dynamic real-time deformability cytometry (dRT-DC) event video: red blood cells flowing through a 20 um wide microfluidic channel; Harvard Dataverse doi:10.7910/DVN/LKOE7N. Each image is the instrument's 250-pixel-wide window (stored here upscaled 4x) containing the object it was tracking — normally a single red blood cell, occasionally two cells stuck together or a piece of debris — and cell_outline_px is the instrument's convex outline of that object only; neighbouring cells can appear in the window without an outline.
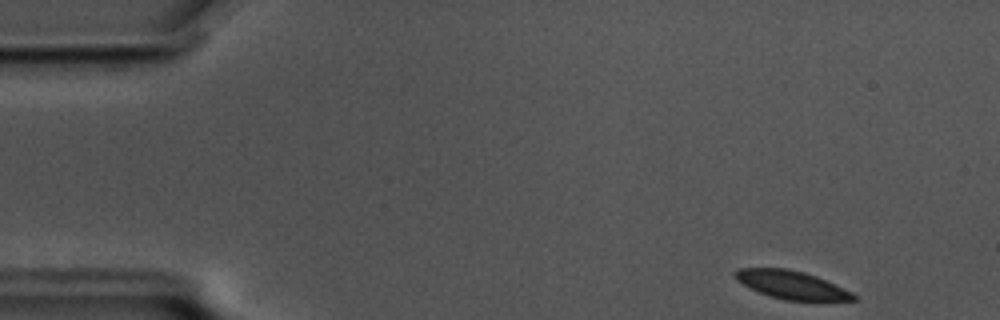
{"species": "common noctule bat (a hibernating species)", "species_latin": "Nyctalus noctula", "temperature_condition": "cold", "stored_images_in_passage": 54, "camera_frame_rate_fps": 3000, "um_per_image_px": 0.085, "animal": {"sex": "male", "body_mass_g": 17.5, "forearm_length_mm": 52.3}, "frame": {"image": 1, "passage_image": 1, "time_ms": 0.0, "image_size_px": [1000, 320], "cell_outline_px": [[856, 300], [784, 300], [768, 296], [736, 280], [732, 272], [740, 268], [788, 268], [804, 272], [816, 276], [844, 288], [852, 292], [856, 296]], "centroid_in_image_um": [67.26, 24.2], "position_along_channel_um": 17.7, "area_um2": 19.25}}
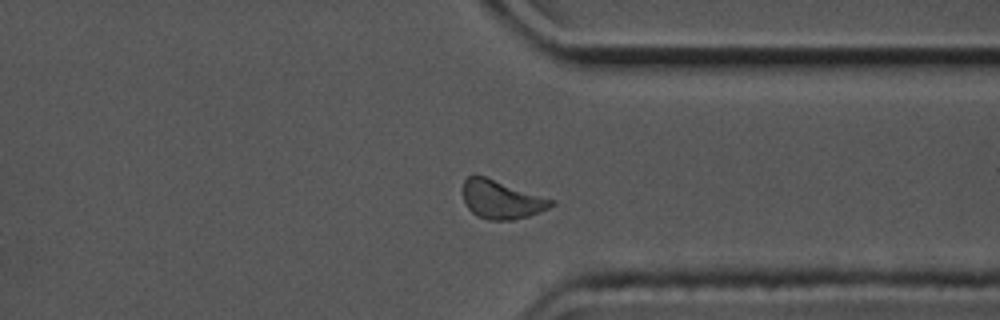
{"frame": {"image": 2, "passage_image": 40, "time_ms": 13.0, "image_size_px": [1000, 320], "cell_outline_px": [[556, 204], [540, 212], [528, 216], [512, 220], [488, 220], [476, 216], [468, 208], [464, 200], [464, 180], [468, 176], [484, 176], [556, 200]], "centroid_in_image_um": [42.66, 16.98], "position_along_channel_um": 368.7, "area_um2": 19.71}}
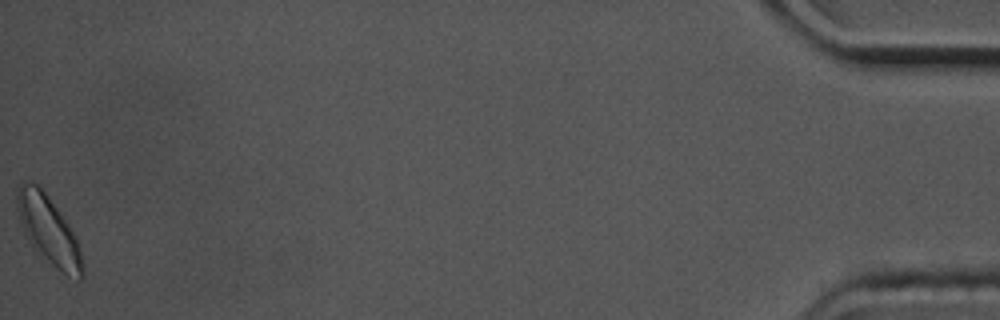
{"frame": {"image": 3, "passage_image": 54, "time_ms": 17.667, "image_size_px": [1000, 320], "cell_outline_px": [[84, 276], [80, 280], [68, 276], [36, 252], [24, 232], [20, 224], [16, 208], [16, 192], [20, 184], [24, 180], [32, 180], [40, 184], [44, 188], [68, 224], [80, 248], [84, 268]], "centroid_in_image_um": [4.1, 19.49], "position_along_channel_um": 431.1, "area_um2": 26.36}, "authors_computed_cell_mechanics": {"area_um2": 20.23, "velocity_mm_per_s": 3.4369, "shape_relaxation_time_tau1_ms": 4.2289, "shape_relaxation_time_tau2_ms": 4.8425, "deformation_change_tau1": 0.071, "deformation_change_tau2": 0.0826}}